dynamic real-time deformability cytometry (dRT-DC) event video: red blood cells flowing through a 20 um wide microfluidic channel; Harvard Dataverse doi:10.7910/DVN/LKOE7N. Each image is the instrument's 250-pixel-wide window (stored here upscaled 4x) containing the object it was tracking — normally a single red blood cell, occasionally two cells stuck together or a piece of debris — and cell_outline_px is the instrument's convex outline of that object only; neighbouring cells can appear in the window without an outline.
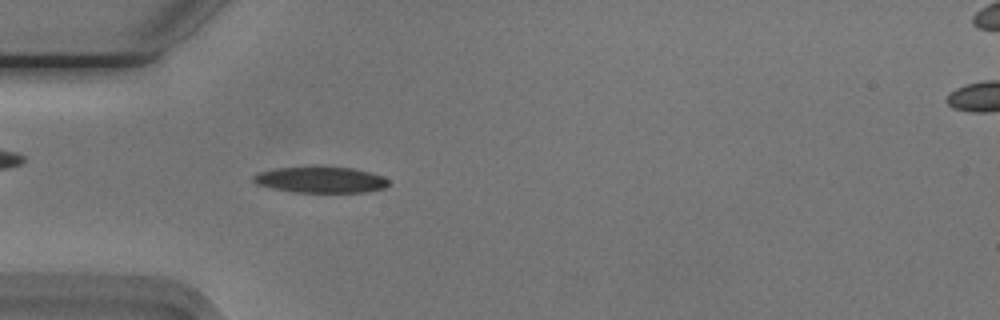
{"species": "Egyptian fruit bat (a non-hibernating species)", "species_latin": "Rousettus aegyptiacus", "temperature_condition": "cold", "stored_images_in_passage": 44, "camera_frame_rate_fps": 3000, "um_per_image_px": 0.085, "animal": {"sex": "male"}, "frame": {"image": 1, "passage_image": 9, "time_ms": 2.667, "image_size_px": [1000, 320], "cell_outline_px": [[388, 184], [384, 188], [364, 192], [292, 192], [272, 188], [256, 184], [252, 180], [252, 176], [260, 172], [276, 168], [312, 164], [320, 164], [352, 168], [372, 172], [384, 176], [388, 180]], "centroid_in_image_um": [27.23, 15.23], "position_along_channel_um": 57.8, "area_um2": 21.39}}
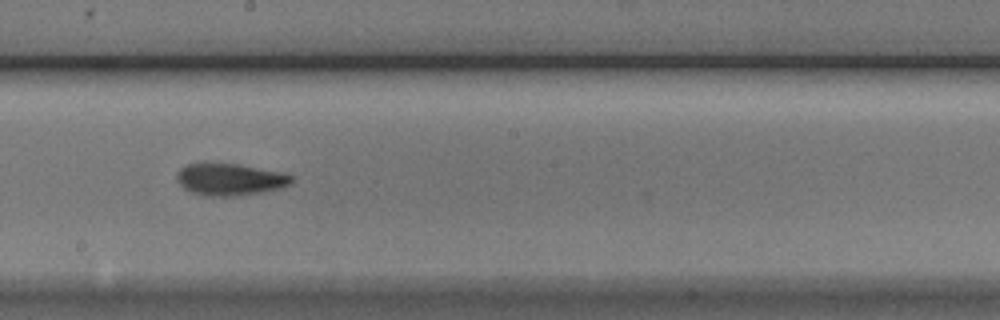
{"frame": {"image": 2, "passage_image": 23, "time_ms": 7.333, "image_size_px": [1000, 320], "cell_outline_px": [[292, 184], [280, 188], [264, 192], [236, 196], [204, 196], [192, 192], [184, 188], [176, 180], [176, 172], [180, 168], [188, 164], [236, 164], [288, 172], [292, 176]], "centroid_in_image_um": [19.59, 15.26], "position_along_channel_um": 228.6, "area_um2": 21.56}}
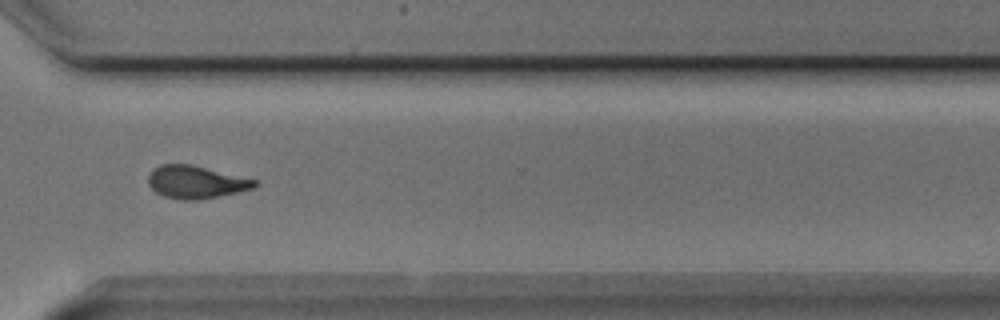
{"frame": {"image": 3, "passage_image": 33, "time_ms": 10.667, "image_size_px": [1000, 320], "cell_outline_px": [[260, 184], [252, 188], [220, 196], [200, 200], [180, 200], [164, 196], [156, 192], [148, 184], [148, 176], [152, 168], [160, 164], [192, 164], [256, 180]], "centroid_in_image_um": [16.62, 15.47], "position_along_channel_um": 354.0, "area_um2": 20.35}, "authors_computed_cell_mechanics": {"area_um2": 20.3456, "velocity_mm_per_s": 3.7499, "shape_relaxation_time_tau1_ms": 3.1926, "shape_relaxation_time_tau2_ms": 3.6858, "deformation_change_tau1": 0.1474, "deformation_change_tau2": 0.1205}}